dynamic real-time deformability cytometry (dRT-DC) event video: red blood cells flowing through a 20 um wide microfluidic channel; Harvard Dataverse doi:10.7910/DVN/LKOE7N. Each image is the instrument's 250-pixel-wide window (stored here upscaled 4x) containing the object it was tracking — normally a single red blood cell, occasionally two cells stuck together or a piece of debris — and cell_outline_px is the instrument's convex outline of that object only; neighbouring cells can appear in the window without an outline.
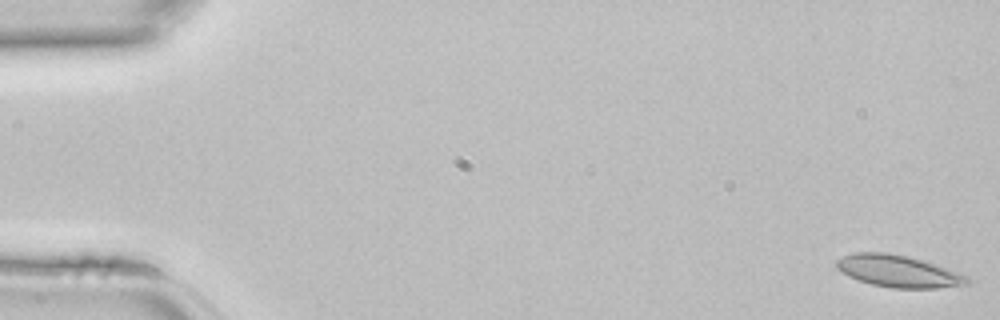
{"species": "common noctule bat (a hibernating species)", "species_latin": "Nyctalus noctula", "temperature_condition": "room temperature", "stored_images_in_passage": 45, "camera_frame_rate_fps": 3000, "um_per_image_px": 0.085, "animal": {"sex": "female", "body_mass_g": 22.7, "forearm_length_mm": 54.2}, "frame": {"image": 1, "passage_image": 1, "time_ms": 0.0, "image_size_px": [1000, 320], "cell_outline_px": [[972, 280], [968, 284], [936, 288], [892, 288], [872, 284], [848, 276], [840, 272], [836, 268], [836, 260], [852, 252], [888, 252], [908, 256], [924, 260], [968, 276]], "centroid_in_image_um": [76.34, 23.04], "position_along_channel_um": 8.7, "area_um2": 24.45}}
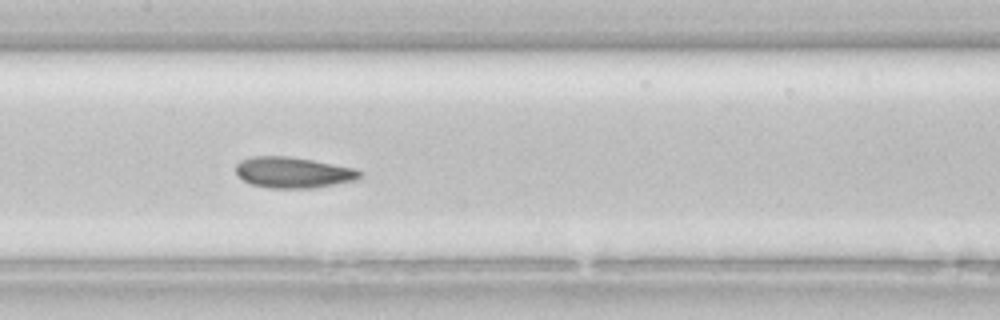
{"frame": {"image": 2, "passage_image": 22, "time_ms": 7.0, "image_size_px": [1000, 320], "cell_outline_px": [[364, 172], [356, 180], [312, 188], [268, 188], [252, 184], [244, 180], [236, 172], [236, 164], [240, 160], [252, 156], [288, 156], [312, 160], [356, 168]], "centroid_in_image_um": [24.93, 14.65], "position_along_channel_um": 182.5, "area_um2": 22.31}}
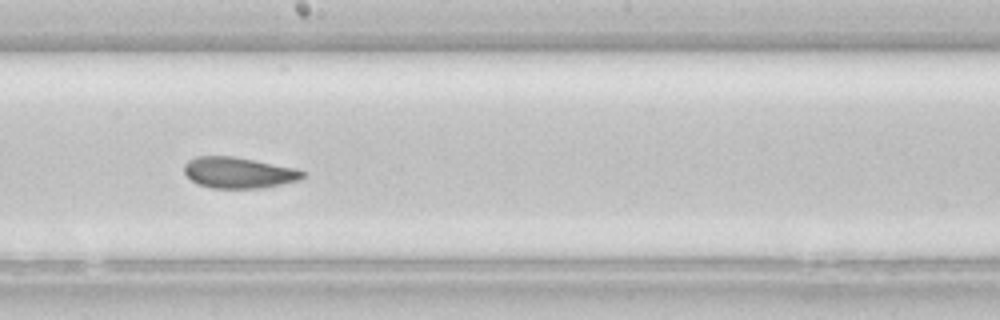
{"frame": {"image": 3, "passage_image": 25, "time_ms": 8.0, "image_size_px": [1000, 320], "cell_outline_px": [[308, 176], [300, 180], [264, 188], [212, 188], [196, 184], [184, 172], [184, 164], [188, 160], [196, 156], [232, 156], [296, 168], [304, 172]], "centroid_in_image_um": [20.3, 14.68], "position_along_channel_um": 227.9, "area_um2": 21.56}}